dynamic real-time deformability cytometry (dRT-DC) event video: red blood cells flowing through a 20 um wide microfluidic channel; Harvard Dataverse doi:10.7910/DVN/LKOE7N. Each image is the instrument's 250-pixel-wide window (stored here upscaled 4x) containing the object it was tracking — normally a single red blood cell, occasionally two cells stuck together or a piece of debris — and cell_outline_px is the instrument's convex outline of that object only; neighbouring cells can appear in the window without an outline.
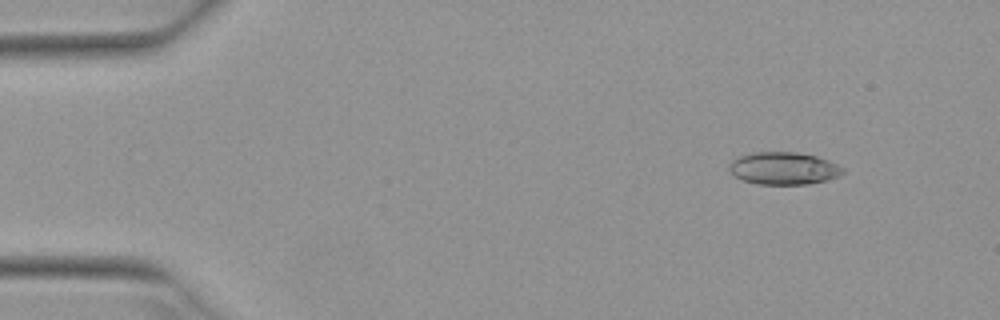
{"species": "Egyptian fruit bat (a non-hibernating species)", "species_latin": "Rousettus aegyptiacus", "temperature_condition": "warm", "stored_images_in_passage": 5, "camera_frame_rate_fps": 3000, "um_per_image_px": 0.085, "animal": {"sex": "female"}, "frame": {"image": 1, "passage_image": 2, "time_ms": 0.333, "image_size_px": [1000, 320], "cell_outline_px": [[844, 172], [840, 176], [828, 180], [808, 184], [756, 184], [744, 180], [736, 176], [728, 168], [728, 164], [736, 156], [752, 152], [796, 152], [816, 156], [828, 160], [844, 168]], "centroid_in_image_um": [66.61, 14.3], "position_along_channel_um": 18.4, "area_um2": 21.62}}
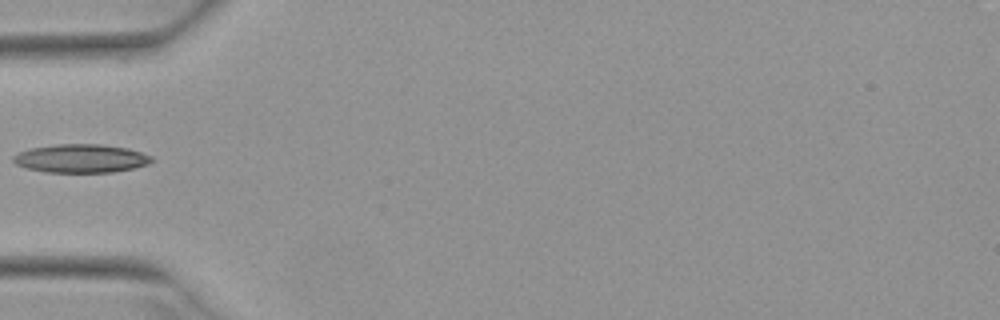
{"frame": {"image": 2, "passage_image": 5, "time_ms": 1.333, "image_size_px": [1000, 320], "cell_outline_px": [[152, 160], [148, 164], [136, 168], [112, 172], [44, 172], [28, 168], [16, 164], [12, 160], [12, 156], [28, 148], [56, 144], [100, 144], [128, 148], [152, 156]], "centroid_in_image_um": [6.87, 13.46], "position_along_channel_um": 78.1, "area_um2": 23.0}}